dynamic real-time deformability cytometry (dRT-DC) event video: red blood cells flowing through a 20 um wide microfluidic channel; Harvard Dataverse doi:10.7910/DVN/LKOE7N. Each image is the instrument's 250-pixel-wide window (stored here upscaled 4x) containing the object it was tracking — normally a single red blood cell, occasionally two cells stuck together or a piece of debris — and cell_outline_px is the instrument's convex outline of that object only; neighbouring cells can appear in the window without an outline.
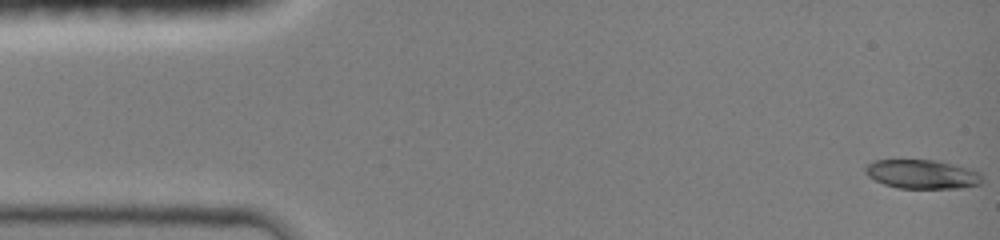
{"species": "common noctule bat (a hibernating species)", "species_latin": "Nyctalus noctula", "temperature_condition": "room temperature", "stored_images_in_passage": 46, "camera_frame_rate_fps": 3000, "um_per_image_px": 0.085, "animal": {"sex": "female", "body_mass_g": 19.0, "forearm_length_mm": 51.5}, "frame": {"image": 1, "passage_image": 1, "time_ms": 0.0, "image_size_px": [1000, 240], "cell_outline_px": [[980, 184], [960, 188], [900, 188], [884, 184], [868, 176], [864, 168], [868, 164], [876, 160], [932, 160], [964, 168], [976, 172], [980, 176]], "centroid_in_image_um": [78.3, 14.82], "position_along_channel_um": 6.7, "area_um2": 19.07}}
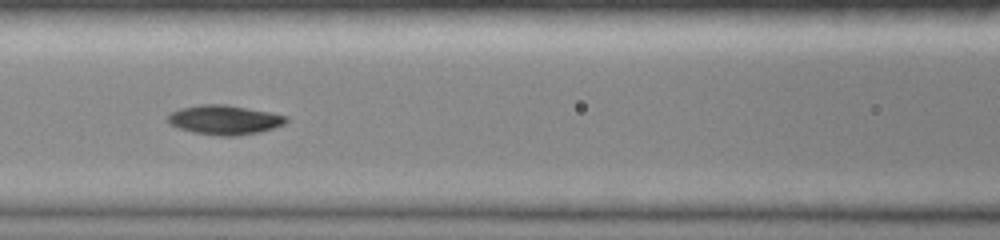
{"frame": {"image": 2, "passage_image": 20, "time_ms": 6.333, "image_size_px": [1000, 240], "cell_outline_px": [[288, 120], [284, 124], [260, 132], [236, 136], [220, 136], [192, 132], [168, 124], [168, 116], [172, 112], [180, 108], [200, 104], [224, 104], [268, 112], [288, 116]], "centroid_in_image_um": [19.07, 10.19], "position_along_channel_um": 147.5, "area_um2": 20.17}}
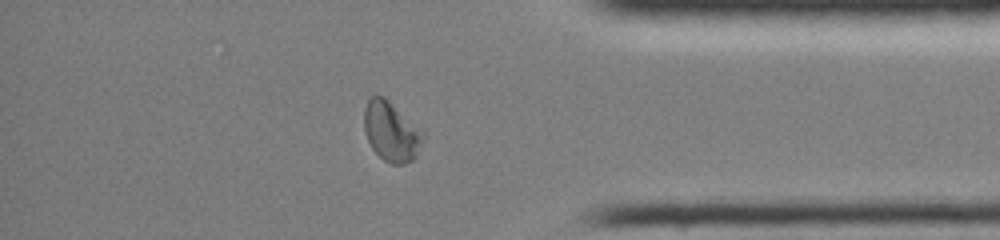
{"frame": {"image": 3, "passage_image": 39, "time_ms": 12.667, "image_size_px": [1000, 240], "cell_outline_px": [[424, 136], [416, 156], [412, 160], [404, 164], [392, 164], [384, 160], [372, 148], [368, 140], [364, 128], [364, 108], [368, 100], [372, 96], [384, 96], [424, 132]], "centroid_in_image_um": [33.25, 11.18], "position_along_channel_um": 402.0, "area_um2": 20.23}, "authors_computed_cell_mechanics": {"area_um2": 19.6231, "velocity_mm_per_s": 4.1572, "shape_relaxation_time_tau1_ms": 3.6547, "shape_relaxation_time_tau2_ms": 6.4237, "deformation_change_tau1": 0.178, "deformation_change_tau2": 0.0722}}